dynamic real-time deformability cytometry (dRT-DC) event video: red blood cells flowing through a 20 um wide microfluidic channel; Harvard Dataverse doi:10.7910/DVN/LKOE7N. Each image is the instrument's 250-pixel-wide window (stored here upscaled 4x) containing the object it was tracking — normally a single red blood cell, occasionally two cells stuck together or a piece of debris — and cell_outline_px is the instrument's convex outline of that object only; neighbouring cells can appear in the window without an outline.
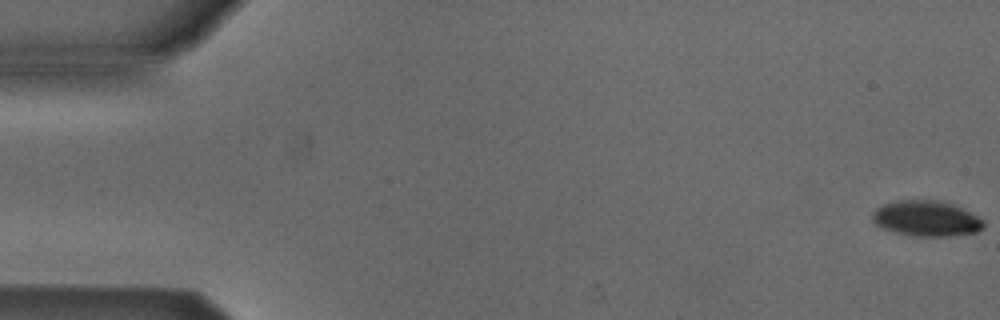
{"species": "Egyptian fruit bat (a non-hibernating species)", "species_latin": "Rousettus aegyptiacus", "temperature_condition": "cold", "stored_images_in_passage": 52, "camera_frame_rate_fps": 3000, "um_per_image_px": 0.085, "animal": {"sex": "male"}, "frame": {"image": 1, "passage_image": 1, "time_ms": 0.0, "image_size_px": [1000, 320], "cell_outline_px": [[984, 228], [976, 232], [952, 236], [912, 236], [880, 228], [872, 220], [872, 212], [880, 204], [896, 200], [940, 200], [952, 204], [984, 220]], "centroid_in_image_um": [78.69, 18.57], "position_along_channel_um": 6.3, "area_um2": 23.18}}
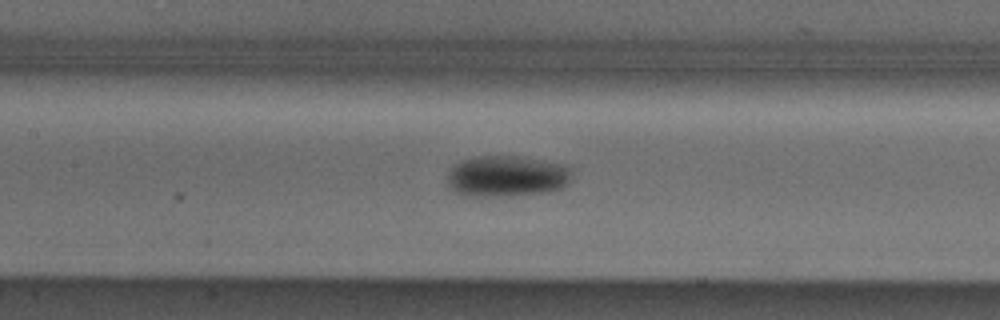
{"frame": {"image": 2, "passage_image": 25, "time_ms": 8.0, "image_size_px": [1000, 320], "cell_outline_px": [[572, 176], [568, 184], [560, 188], [548, 192], [492, 196], [464, 196], [448, 188], [448, 172], [456, 164], [464, 160], [480, 156], [516, 156], [564, 164], [572, 172]], "centroid_in_image_um": [43.07, 14.98], "position_along_channel_um": 164.3, "area_um2": 29.65}}
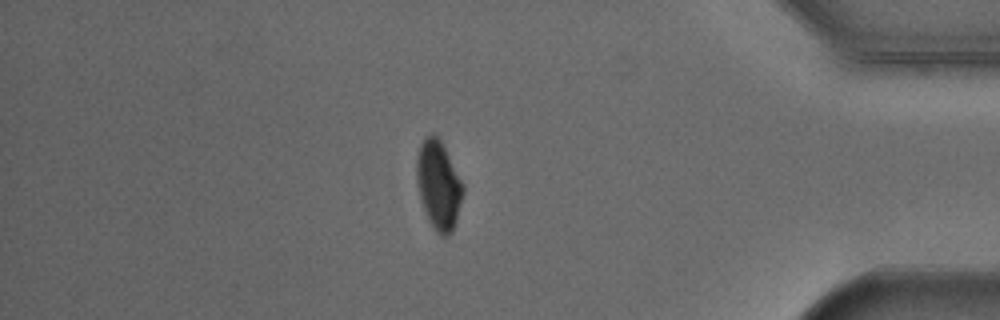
{"frame": {"image": 3, "passage_image": 46, "time_ms": 15.0, "image_size_px": [1000, 320], "cell_outline_px": [[464, 192], [456, 220], [452, 232], [448, 236], [444, 236], [436, 232], [428, 220], [420, 196], [416, 180], [416, 160], [420, 144], [428, 136], [436, 136], [440, 140], [464, 184]], "centroid_in_image_um": [37.28, 15.76], "position_along_channel_um": 397.9, "area_um2": 23.64}, "authors_computed_cell_mechanics": {"area_um2": 25.4031, "velocity_mm_per_s": 3.8739, "shape_relaxation_time_tau1_ms": 3.3192, "shape_relaxation_time_tau2_ms": null, "deformation_change_tau1": 0.1016, "deformation_change_tau2": null}}